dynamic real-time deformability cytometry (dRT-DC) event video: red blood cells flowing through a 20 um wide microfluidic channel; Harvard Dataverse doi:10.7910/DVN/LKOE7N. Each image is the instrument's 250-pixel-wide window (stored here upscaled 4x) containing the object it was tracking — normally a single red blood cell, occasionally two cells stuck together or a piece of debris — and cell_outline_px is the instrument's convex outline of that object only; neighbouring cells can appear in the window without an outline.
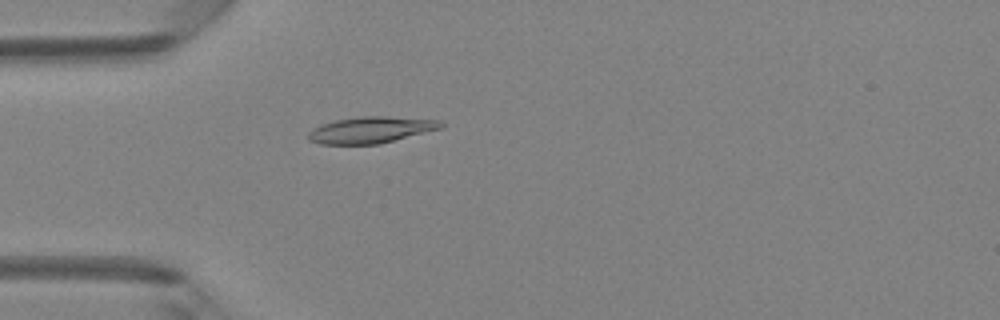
{"species": "Egyptian fruit bat (a non-hibernating species)", "species_latin": "Rousettus aegyptiacus", "temperature_condition": "room temperature", "stored_images_in_passage": 48, "camera_frame_rate_fps": 3000, "um_per_image_px": 0.085, "animal": {"sex": "female"}, "frame": {"image": 1, "passage_image": 14, "time_ms": 4.333, "image_size_px": [1000, 320], "cell_outline_px": [[444, 128], [380, 144], [320, 144], [308, 140], [308, 132], [312, 128], [320, 124], [336, 120], [360, 116], [388, 116], [440, 120], [444, 124]], "centroid_in_image_um": [31.54, 11.04], "position_along_channel_um": 53.5, "area_um2": 20.69}}
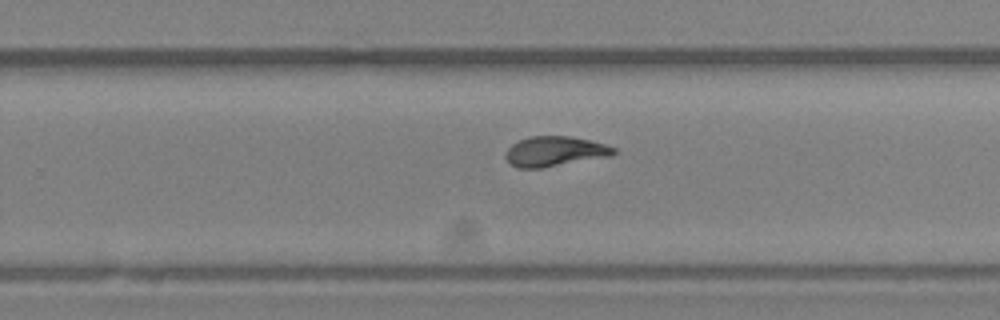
{"frame": {"image": 2, "passage_image": 31, "time_ms": 10.0, "image_size_px": [1000, 320], "cell_outline_px": [[616, 152], [612, 156], [540, 168], [516, 168], [504, 156], [504, 152], [512, 144], [528, 136], [568, 136], [588, 140], [604, 144], [616, 148]], "centroid_in_image_um": [47.14, 12.87], "position_along_channel_um": 282.7, "area_um2": 18.84}}
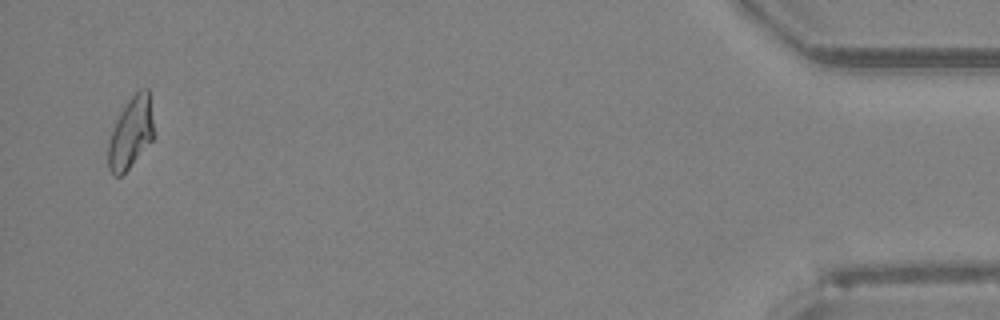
{"frame": {"image": 3, "passage_image": 47, "time_ms": 15.333, "image_size_px": [1000, 320], "cell_outline_px": [[152, 140], [128, 168], [120, 176], [112, 176], [108, 168], [108, 144], [116, 120], [120, 112], [128, 100], [140, 88], [148, 88], [152, 120]], "centroid_in_image_um": [11.09, 11.3], "position_along_channel_um": 424.1, "area_um2": 18.44}, "authors_computed_cell_mechanics": {"area_um2": 19.0451, "velocity_mm_per_s": 4.191, "shape_relaxation_time_tau1_ms": 7.3789, "shape_relaxation_time_tau2_ms": 1.027, "deformation_change_tau1": 0.2225, "deformation_change_tau2": 0.0699}}